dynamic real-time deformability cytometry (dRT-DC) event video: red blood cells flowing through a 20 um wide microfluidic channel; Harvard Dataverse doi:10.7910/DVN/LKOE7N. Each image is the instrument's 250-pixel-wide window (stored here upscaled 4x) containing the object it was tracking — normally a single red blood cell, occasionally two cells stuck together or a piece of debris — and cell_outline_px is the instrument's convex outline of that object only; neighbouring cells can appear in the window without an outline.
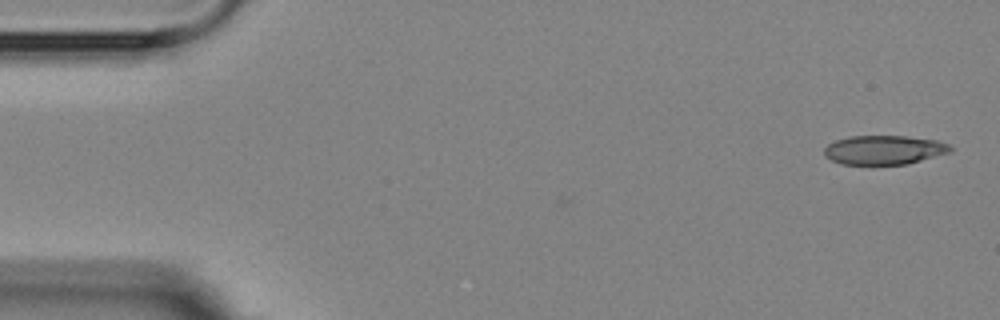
{"species": "Egyptian fruit bat (a non-hibernating species)", "species_latin": "Rousettus aegyptiacus", "temperature_condition": "room temperature", "stored_images_in_passage": 4, "camera_frame_rate_fps": 3000, "um_per_image_px": 0.085, "animal": {"sex": "female"}, "frame": {"image": 1, "passage_image": 1, "time_ms": 0.0, "image_size_px": [1000, 320], "cell_outline_px": [[952, 152], [908, 164], [840, 164], [824, 156], [824, 148], [828, 144], [836, 140], [848, 136], [904, 136], [936, 140], [948, 144], [952, 148]], "centroid_in_image_um": [75.14, 12.74], "position_along_channel_um": 9.9, "area_um2": 21.44}}
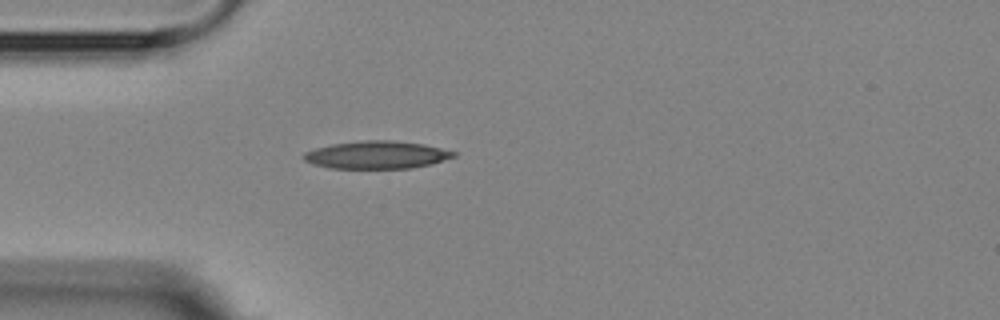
{"frame": {"image": 2, "passage_image": 4, "time_ms": 4.333, "image_size_px": [1000, 320], "cell_outline_px": [[456, 156], [432, 164], [412, 168], [328, 168], [312, 164], [304, 160], [304, 152], [316, 148], [332, 144], [364, 140], [392, 140], [424, 144], [456, 152]], "centroid_in_image_um": [32.02, 13.16], "position_along_channel_um": 53.0, "area_um2": 24.16}}